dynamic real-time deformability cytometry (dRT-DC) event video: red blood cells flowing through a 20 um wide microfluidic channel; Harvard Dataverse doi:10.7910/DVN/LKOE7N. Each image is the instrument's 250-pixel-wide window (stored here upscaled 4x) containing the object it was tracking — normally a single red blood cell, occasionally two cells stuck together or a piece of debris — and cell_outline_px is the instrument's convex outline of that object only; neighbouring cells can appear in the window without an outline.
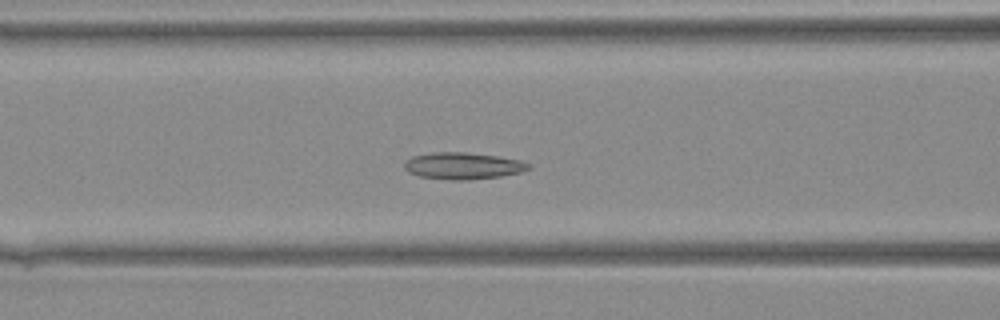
{"species": "Egyptian fruit bat (a non-hibernating species)", "species_latin": "Rousettus aegyptiacus", "temperature_condition": "warm", "stored_images_in_passage": 39, "camera_frame_rate_fps": 3000, "um_per_image_px": 0.085, "animal": {"sex": "female"}, "frame": {"image": 1, "passage_image": 15, "time_ms": 4.667, "image_size_px": [1000, 320], "cell_outline_px": [[532, 168], [520, 172], [500, 176], [468, 180], [452, 180], [420, 176], [408, 172], [404, 168], [404, 164], [412, 156], [432, 152], [464, 152], [496, 156], [520, 160], [528, 164]], "centroid_in_image_um": [39.33, 14.09], "position_along_channel_um": 127.3, "area_um2": 19.19}}
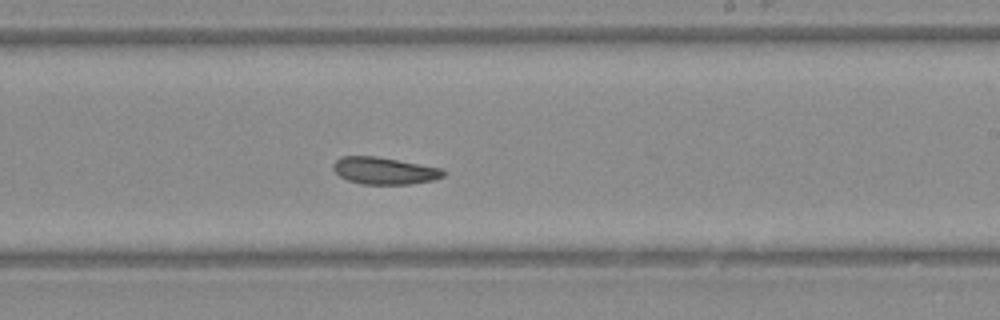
{"frame": {"image": 2, "passage_image": 23, "time_ms": 7.333, "image_size_px": [1000, 320], "cell_outline_px": [[444, 176], [432, 180], [408, 184], [364, 184], [348, 180], [340, 176], [332, 168], [332, 164], [340, 156], [376, 156], [444, 168]], "centroid_in_image_um": [32.66, 14.5], "position_along_channel_um": 256.3, "area_um2": 17.34}}
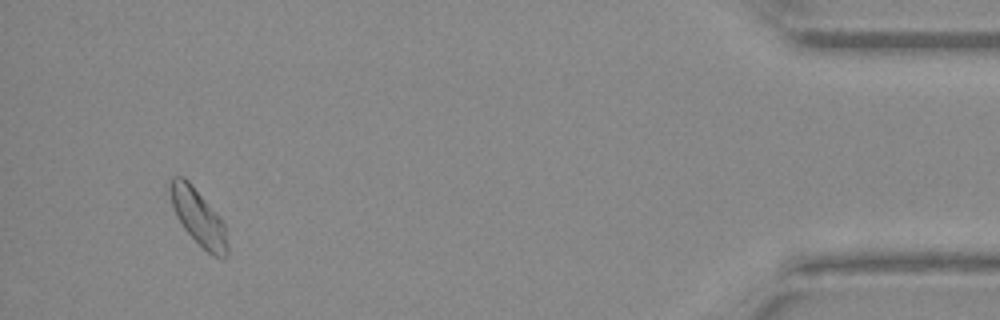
{"frame": {"image": 3, "passage_image": 37, "time_ms": 12.0, "image_size_px": [1000, 320], "cell_outline_px": [[228, 256], [212, 256], [184, 228], [176, 216], [172, 204], [168, 188], [168, 180], [172, 176], [184, 176], [188, 180], [220, 216], [224, 224], [228, 244]], "centroid_in_image_um": [16.84, 18.4], "position_along_channel_um": 418.4, "area_um2": 18.67}}